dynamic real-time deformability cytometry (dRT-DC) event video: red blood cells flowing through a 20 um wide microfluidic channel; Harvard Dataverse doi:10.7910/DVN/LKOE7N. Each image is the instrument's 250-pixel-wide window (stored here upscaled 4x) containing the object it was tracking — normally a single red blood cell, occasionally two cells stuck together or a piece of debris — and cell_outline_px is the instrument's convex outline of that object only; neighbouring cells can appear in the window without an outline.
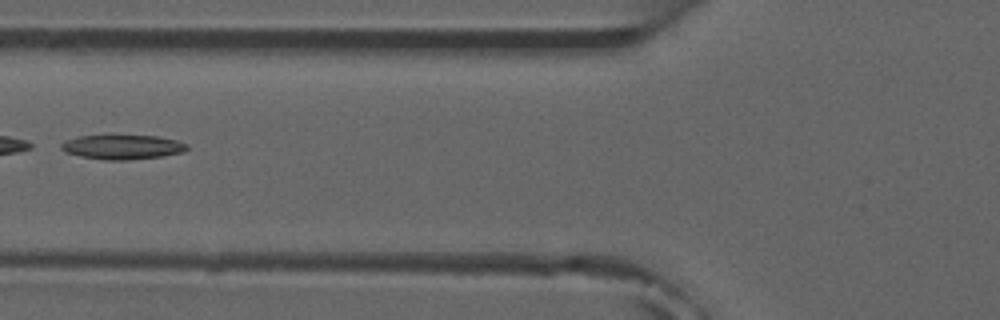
{"species": "common noctule bat (a hibernating species)", "species_latin": "Nyctalus noctula", "temperature_condition": "room temperature", "stored_images_in_passage": 3, "camera_frame_rate_fps": 3000, "um_per_image_px": 0.085, "animal": {"sex": "male", "forearm_length_mm": 52.5}, "frame": {"image": 1, "passage_image": 2, "time_ms": 1.0, "image_size_px": [1000, 320], "cell_outline_px": [[188, 148], [184, 152], [160, 156], [128, 160], [104, 160], [80, 156], [64, 152], [60, 148], [60, 144], [68, 140], [80, 136], [108, 132], [112, 132], [160, 136], [176, 140], [188, 144]], "centroid_in_image_um": [10.39, 12.44], "position_along_channel_um": 115.4, "area_um2": 19.02}}
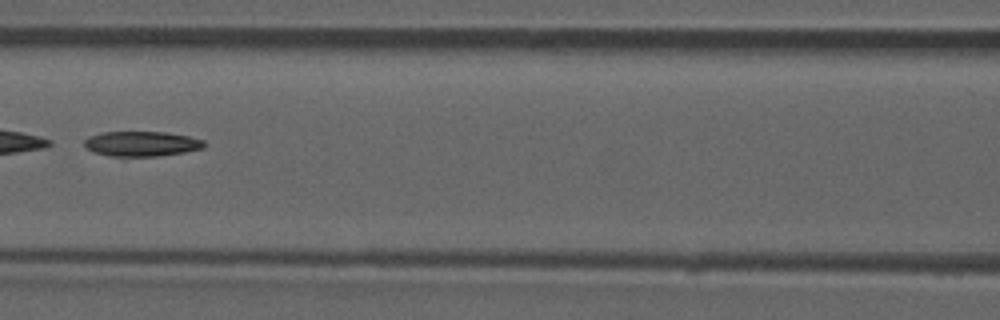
{"frame": {"image": 2, "passage_image": 3, "time_ms": 2.0, "image_size_px": [1000, 320], "cell_outline_px": [[208, 144], [204, 148], [184, 152], [156, 156], [108, 156], [92, 152], [84, 148], [84, 140], [88, 136], [104, 132], [164, 132], [188, 136], [204, 140]], "centroid_in_image_um": [12.02, 12.22], "position_along_channel_um": 154.6, "area_um2": 17.63}}